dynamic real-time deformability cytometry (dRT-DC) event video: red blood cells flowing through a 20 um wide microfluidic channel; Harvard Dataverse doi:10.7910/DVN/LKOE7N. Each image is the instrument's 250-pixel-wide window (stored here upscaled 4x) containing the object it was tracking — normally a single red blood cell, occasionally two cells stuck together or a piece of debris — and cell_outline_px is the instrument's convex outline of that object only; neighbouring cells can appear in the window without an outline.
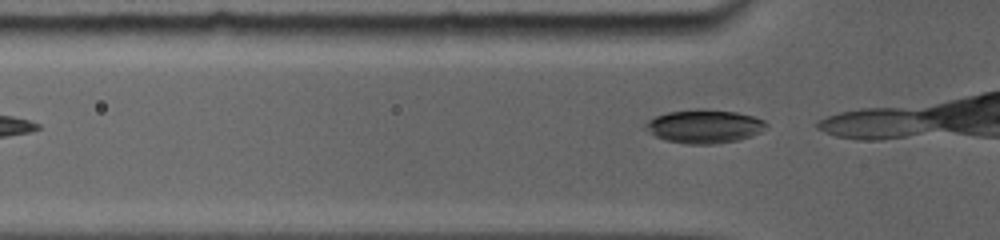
{"species": "common noctule bat (a hibernating species)", "species_latin": "Nyctalus noctula", "temperature_condition": "room temperature", "stored_images_in_passage": 3, "camera_frame_rate_fps": 5000, "um_per_image_px": 0.085, "animal": {"sex": "female", "body_mass_g": 19.0, "forearm_length_mm": 56.7}, "frame": {"image": 1, "passage_image": 2, "time_ms": 0.2, "image_size_px": [1000, 240], "cell_outline_px": [[768, 128], [760, 132], [736, 140], [712, 144], [684, 144], [664, 140], [656, 136], [644, 128], [644, 124], [648, 120], [656, 116], [668, 112], [696, 108], [704, 108], [736, 112], [752, 116], [764, 120], [768, 124]], "centroid_in_image_um": [59.85, 10.73], "position_along_channel_um": 66.0, "area_um2": 23.7}}